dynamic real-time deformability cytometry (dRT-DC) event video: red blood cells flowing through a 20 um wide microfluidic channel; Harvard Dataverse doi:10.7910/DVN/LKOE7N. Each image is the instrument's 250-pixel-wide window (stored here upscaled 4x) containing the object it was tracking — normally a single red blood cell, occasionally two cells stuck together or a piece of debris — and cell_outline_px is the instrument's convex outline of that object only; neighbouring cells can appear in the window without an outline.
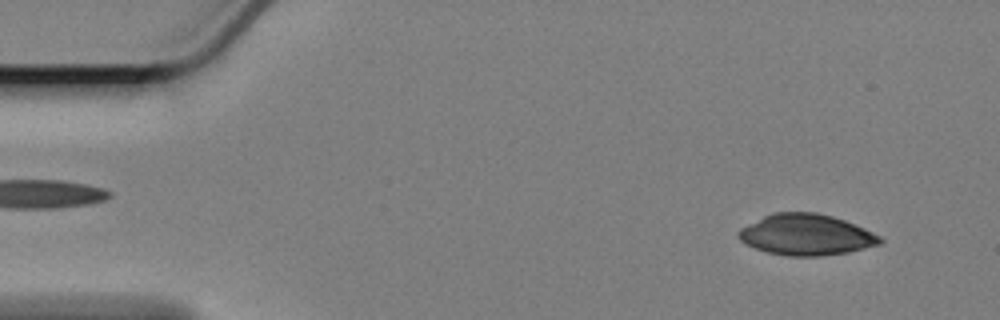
{"species": "Egyptian fruit bat (a non-hibernating species)", "species_latin": "Rousettus aegyptiacus", "temperature_condition": "cold", "stored_images_in_passage": 15, "camera_frame_rate_fps": 3000, "um_per_image_px": 0.085, "animal": {"sex": "female"}, "frame": {"image": 1, "passage_image": 4, "time_ms": 1.0, "image_size_px": [1000, 320], "cell_outline_px": [[884, 240], [880, 244], [848, 252], [820, 256], [788, 256], [768, 252], [744, 244], [736, 236], [736, 232], [740, 228], [764, 216], [776, 212], [816, 212], [832, 216], [844, 220], [864, 228], [880, 236]], "centroid_in_image_um": [68.5, 19.95], "position_along_channel_um": 16.5, "area_um2": 33.81}}
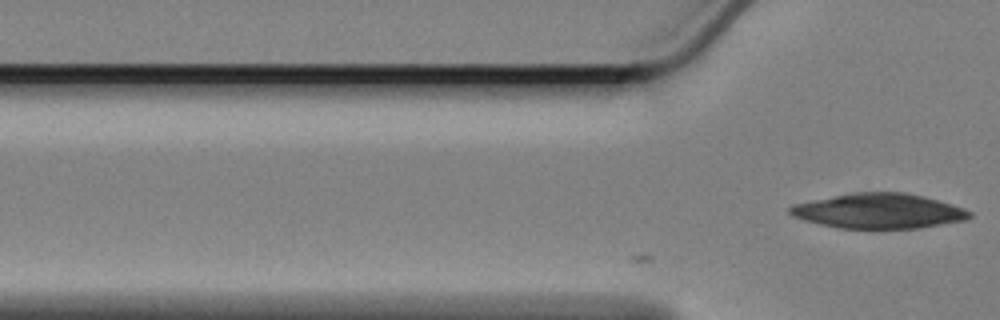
{"frame": {"image": 2, "passage_image": 15, "time_ms": 4.667, "image_size_px": [1000, 320], "cell_outline_px": [[972, 216], [964, 220], [920, 228], [836, 228], [804, 220], [792, 216], [788, 212], [788, 208], [792, 204], [852, 192], [904, 192], [924, 196], [952, 204], [964, 208], [972, 212]], "centroid_in_image_um": [74.68, 17.93], "position_along_channel_um": 51.1, "area_um2": 36.65}}